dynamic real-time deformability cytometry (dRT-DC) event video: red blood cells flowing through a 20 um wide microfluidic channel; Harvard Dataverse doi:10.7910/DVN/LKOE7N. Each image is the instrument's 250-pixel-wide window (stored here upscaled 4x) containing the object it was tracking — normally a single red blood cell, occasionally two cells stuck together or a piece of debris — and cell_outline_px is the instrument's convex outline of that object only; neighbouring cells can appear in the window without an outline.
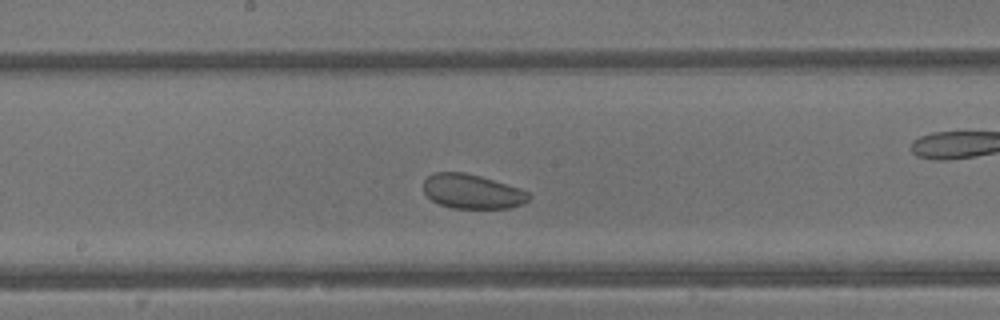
{"species": "common noctule bat (a hibernating species)", "species_latin": "Nyctalus noctula", "temperature_condition": "warm", "stored_images_in_passage": 38, "camera_frame_rate_fps": 3000, "um_per_image_px": 0.085, "animal": {"sex": "male", "body_mass_g": 13.3}, "frame": {"image": 1, "passage_image": 17, "time_ms": 5.333, "image_size_px": [1000, 320], "cell_outline_px": [[532, 196], [524, 204], [512, 208], [452, 208], [440, 204], [432, 200], [424, 192], [424, 180], [428, 176], [436, 172], [464, 172], [480, 176], [520, 188], [528, 192]], "centroid_in_image_um": [40.16, 16.28], "position_along_channel_um": 208.0, "area_um2": 21.15}}
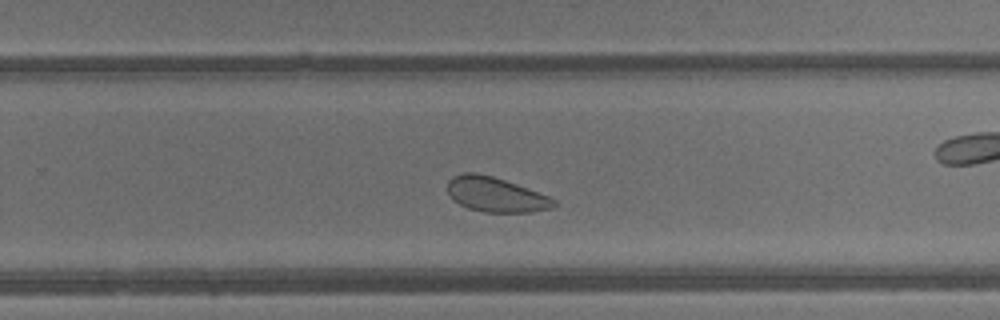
{"frame": {"image": 2, "passage_image": 22, "time_ms": 7.0, "image_size_px": [1000, 320], "cell_outline_px": [[556, 204], [552, 208], [532, 212], [484, 212], [468, 208], [452, 200], [448, 192], [448, 180], [452, 176], [464, 172], [476, 172], [492, 176], [516, 184], [548, 196], [556, 200]], "centroid_in_image_um": [42.1, 16.54], "position_along_channel_um": 287.7, "area_um2": 21.5}}
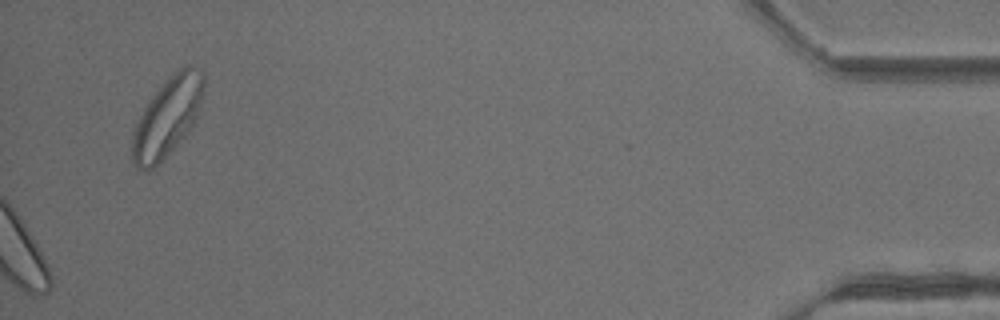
{"frame": {"image": 3, "passage_image": 38, "time_ms": 12.333, "image_size_px": [1000, 320], "cell_outline_px": [[204, 92], [196, 116], [188, 132], [152, 168], [136, 168], [132, 160], [132, 132], [148, 100], [164, 80], [172, 72], [188, 64], [204, 72]], "centroid_in_image_um": [14.23, 9.87], "position_along_channel_um": 421.0, "area_um2": 32.43}, "authors_computed_cell_mechanics": {"area_um2": 24.3338, "velocity_mm_per_s": 4.8053, "shape_relaxation_time_tau1_ms": 1.7684, "shape_relaxation_time_tau2_ms": null, "deformation_change_tau1": 0.0311, "deformation_change_tau2": null}}